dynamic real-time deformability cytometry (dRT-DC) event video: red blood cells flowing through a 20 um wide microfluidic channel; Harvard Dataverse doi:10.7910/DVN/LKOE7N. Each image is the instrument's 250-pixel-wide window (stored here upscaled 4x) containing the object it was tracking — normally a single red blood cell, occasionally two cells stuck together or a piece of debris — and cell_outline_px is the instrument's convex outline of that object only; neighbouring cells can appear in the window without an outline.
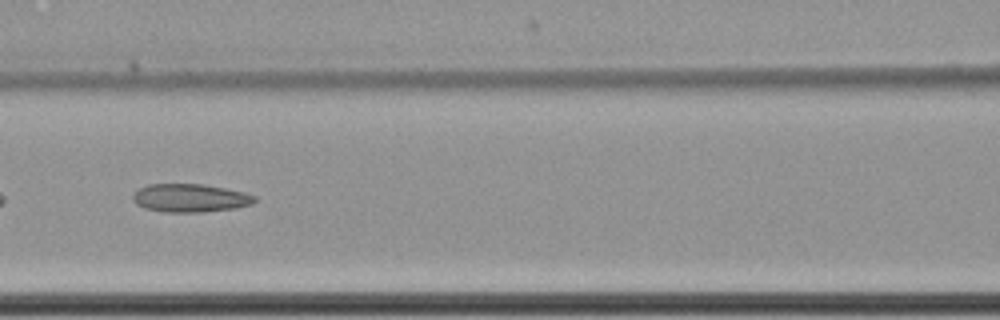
{"species": "common noctule bat (a hibernating species)", "species_latin": "Nyctalus noctula", "temperature_condition": "cold", "stored_images_in_passage": 60, "camera_frame_rate_fps": 3000, "um_per_image_px": 0.085, "animal": {"sex": "female", "body_mass_g": 22.7, "forearm_length_mm": 54.2}, "frame": {"image": 1, "passage_image": 29, "time_ms": 9.333, "image_size_px": [1000, 320], "cell_outline_px": [[256, 200], [252, 204], [236, 208], [204, 212], [164, 212], [144, 208], [136, 204], [132, 200], [132, 196], [140, 188], [148, 184], [204, 184], [244, 192], [256, 196]], "centroid_in_image_um": [16.17, 16.83], "position_along_channel_um": 150.4, "area_um2": 20.11}}
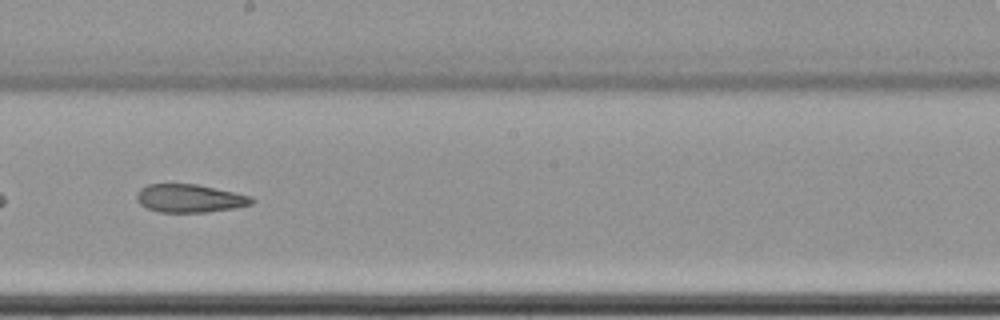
{"frame": {"image": 2, "passage_image": 36, "time_ms": 11.667, "image_size_px": [1000, 320], "cell_outline_px": [[256, 200], [252, 204], [236, 208], [208, 212], [160, 212], [148, 208], [140, 204], [136, 200], [136, 196], [140, 188], [148, 184], [196, 184], [216, 188], [252, 196]], "centroid_in_image_um": [16.15, 16.86], "position_along_channel_um": 232.0, "area_um2": 18.96}}
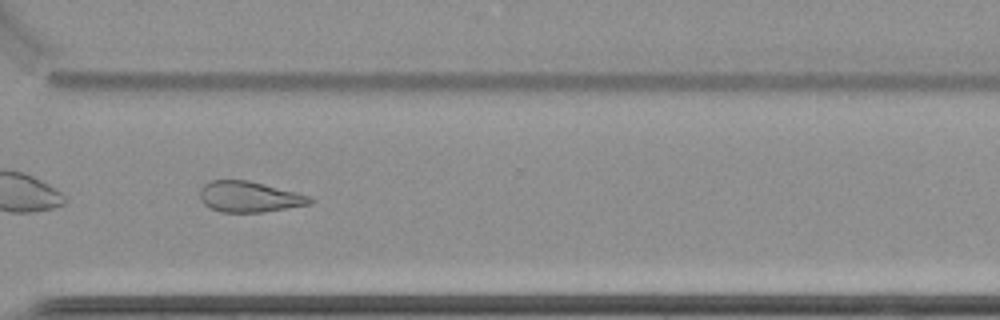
{"frame": {"image": 3, "passage_image": 46, "time_ms": 15.0, "image_size_px": [1000, 320], "cell_outline_px": [[316, 200], [312, 204], [260, 212], [220, 212], [204, 204], [200, 200], [200, 188], [204, 184], [212, 180], [248, 180], [308, 196]], "centroid_in_image_um": [21.16, 16.73], "position_along_channel_um": 349.4, "area_um2": 19.48}, "authors_computed_cell_mechanics": {"area_um2": 22.7732, "velocity_mm_per_s": 3.509, "shape_relaxation_time_tau1_ms": null, "shape_relaxation_time_tau2_ms": 4.1769, "deformation_change_tau1": null, "deformation_change_tau2": 0.1255}}